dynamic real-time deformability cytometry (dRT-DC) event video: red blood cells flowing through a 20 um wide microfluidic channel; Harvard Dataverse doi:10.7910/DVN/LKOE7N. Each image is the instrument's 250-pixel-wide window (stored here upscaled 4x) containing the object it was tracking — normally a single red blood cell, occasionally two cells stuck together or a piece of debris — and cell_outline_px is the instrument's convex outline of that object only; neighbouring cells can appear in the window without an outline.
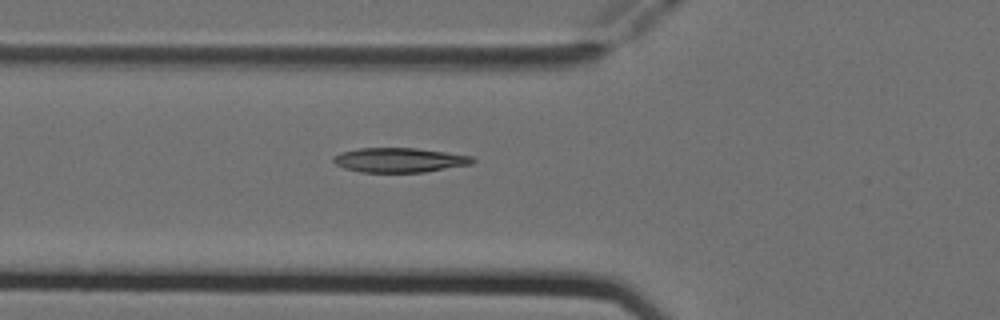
{"species": "Egyptian fruit bat (a non-hibernating species)", "species_latin": "Rousettus aegyptiacus", "temperature_condition": "cold", "stored_images_in_passage": 6, "camera_frame_rate_fps": 3000, "um_per_image_px": 0.085, "animal": {"sex": "female"}, "frame": {"image": 1, "passage_image": 6, "time_ms": 1.667, "image_size_px": [1000, 320], "cell_outline_px": [[476, 160], [472, 164], [424, 172], [360, 172], [344, 168], [336, 164], [332, 160], [332, 156], [340, 152], [360, 148], [416, 148], [472, 156]], "centroid_in_image_um": [33.93, 13.6], "position_along_channel_um": 91.9, "area_um2": 19.88}}